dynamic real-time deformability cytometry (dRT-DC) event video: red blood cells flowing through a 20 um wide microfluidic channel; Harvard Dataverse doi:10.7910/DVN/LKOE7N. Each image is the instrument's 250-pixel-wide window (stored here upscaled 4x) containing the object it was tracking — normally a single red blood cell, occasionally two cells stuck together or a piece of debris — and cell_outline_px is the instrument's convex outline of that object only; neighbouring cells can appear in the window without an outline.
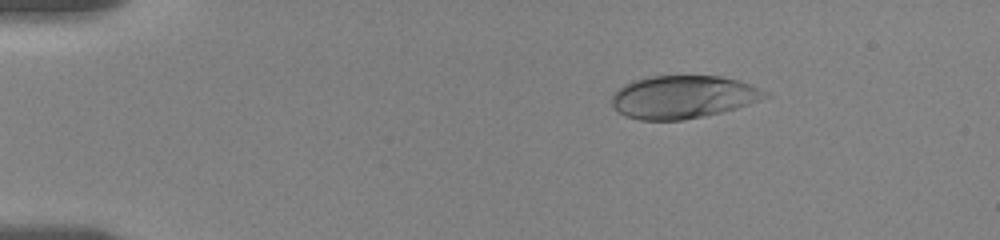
{"species": "human", "species_latin": "Homo sapiens", "temperature_condition": "room temperature", "stored_images_in_passage": 38, "camera_frame_rate_fps": 3000, "um_per_image_px": 0.085, "donor": {"sex": "female"}, "frame": {"image": 1, "passage_image": 8, "time_ms": 2.667, "image_size_px": [1000, 240], "cell_outline_px": [[772, 96], [736, 108], [704, 116], [680, 120], [640, 120], [624, 116], [612, 104], [612, 96], [624, 84], [632, 80], [648, 76], [720, 76], [752, 84], [768, 92]], "centroid_in_image_um": [58.08, 8.24], "position_along_channel_um": 26.9, "area_um2": 38.26}}
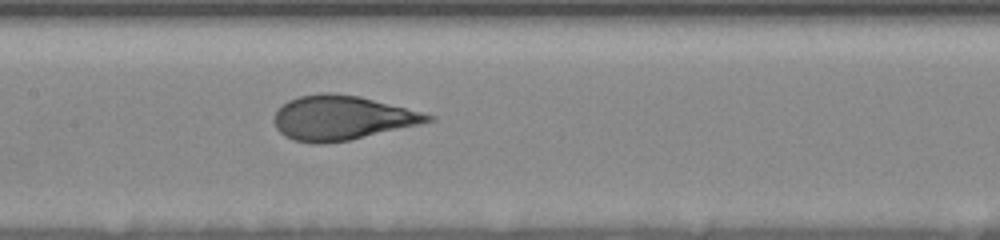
{"frame": {"image": 2, "passage_image": 25, "time_ms": 9.0, "image_size_px": [1000, 240], "cell_outline_px": [[436, 120], [348, 140], [320, 144], [312, 144], [292, 140], [284, 136], [276, 128], [272, 120], [276, 112], [288, 100], [300, 96], [320, 92], [332, 92], [360, 96], [436, 116]], "centroid_in_image_um": [29.0, 10.01], "position_along_channel_um": 178.4, "area_um2": 39.59}}
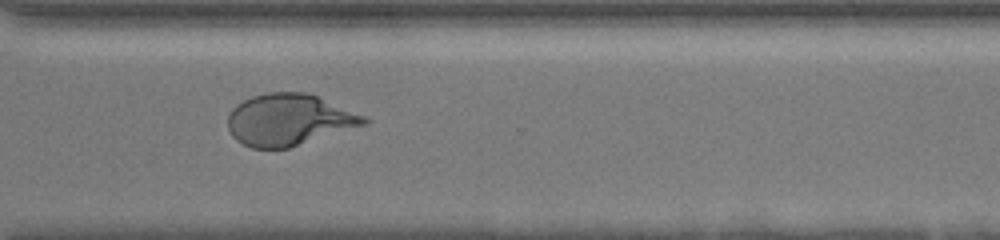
{"frame": {"image": 3, "passage_image": 37, "time_ms": 13.667, "image_size_px": [1000, 240], "cell_outline_px": [[372, 120], [368, 124], [288, 148], [252, 148], [236, 140], [232, 136], [228, 128], [228, 116], [232, 108], [236, 104], [252, 96], [268, 92], [308, 92], [364, 116]], "centroid_in_image_um": [24.56, 10.18], "position_along_channel_um": 346.0, "area_um2": 40.86}}